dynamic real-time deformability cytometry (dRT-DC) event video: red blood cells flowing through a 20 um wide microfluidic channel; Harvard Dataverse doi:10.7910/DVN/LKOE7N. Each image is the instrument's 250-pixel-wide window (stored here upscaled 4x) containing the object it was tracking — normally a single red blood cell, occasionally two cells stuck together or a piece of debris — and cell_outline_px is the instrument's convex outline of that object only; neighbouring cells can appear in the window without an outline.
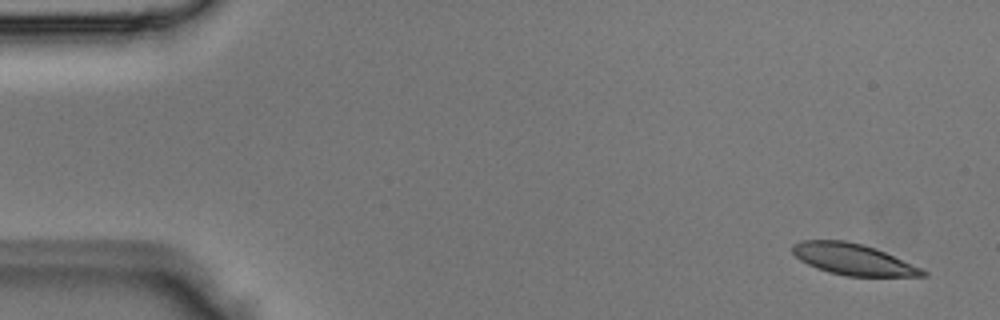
{"species": "Egyptian fruit bat (a non-hibernating species)", "species_latin": "Rousettus aegyptiacus", "temperature_condition": "room temperature", "stored_images_in_passage": 3, "camera_frame_rate_fps": 3000, "um_per_image_px": 0.085, "animal": {"sex": "male"}, "frame": {"image": 1, "passage_image": 1, "time_ms": 0.0, "image_size_px": [1000, 320], "cell_outline_px": [[928, 276], [844, 276], [828, 272], [816, 268], [800, 260], [792, 252], [792, 244], [800, 240], [844, 240], [876, 248], [920, 268], [928, 272]], "centroid_in_image_um": [72.47, 22.04], "position_along_channel_um": 12.5, "area_um2": 23.58}}
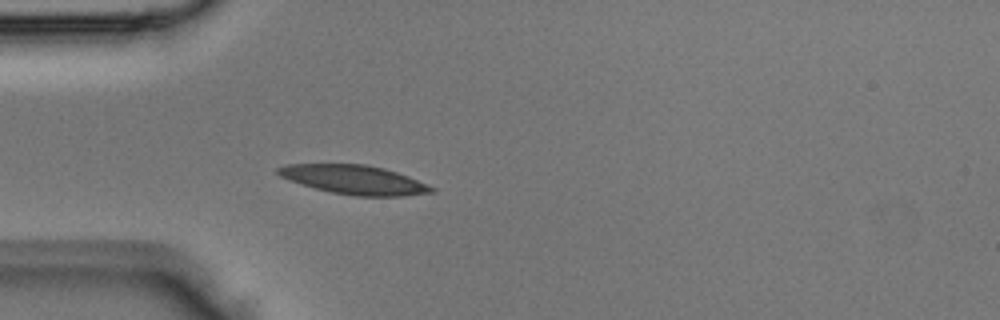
{"frame": {"image": 2, "passage_image": 3, "time_ms": 0.667, "image_size_px": [1000, 320], "cell_outline_px": [[436, 192], [404, 196], [356, 196], [332, 192], [316, 188], [280, 176], [276, 172], [276, 168], [288, 164], [364, 164], [384, 168], [408, 176], [428, 184], [436, 188]], "centroid_in_image_um": [30.17, 15.27], "position_along_channel_um": 54.8, "area_um2": 25.78}}